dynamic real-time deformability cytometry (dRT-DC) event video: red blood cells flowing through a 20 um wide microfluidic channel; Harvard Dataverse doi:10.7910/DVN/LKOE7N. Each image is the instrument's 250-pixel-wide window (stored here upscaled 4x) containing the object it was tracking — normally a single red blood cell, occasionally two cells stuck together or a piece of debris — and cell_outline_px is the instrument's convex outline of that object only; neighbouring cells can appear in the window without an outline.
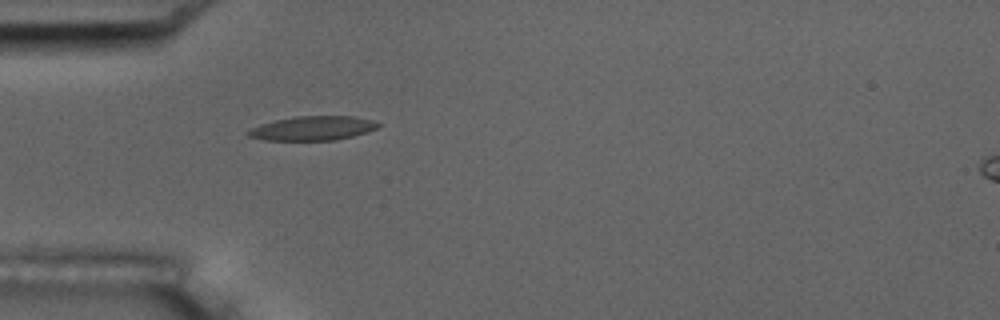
{"species": "common noctule bat (a hibernating species)", "species_latin": "Nyctalus noctula", "temperature_condition": "room temperature", "stored_images_in_passage": 56, "camera_frame_rate_fps": 3000, "um_per_image_px": 0.085, "animal": {"sex": "male", "body_mass_g": 17.5, "forearm_length_mm": 52.3}, "frame": {"image": 1, "passage_image": 17, "time_ms": 5.333, "image_size_px": [1000, 320], "cell_outline_px": [[380, 124], [376, 128], [352, 136], [336, 140], [264, 140], [248, 136], [244, 132], [260, 124], [276, 120], [296, 116], [352, 116], [372, 120]], "centroid_in_image_um": [26.53, 10.9], "position_along_channel_um": 58.5, "area_um2": 18.15}, "authors_computed_cell_mechanics": {"area_um2": 17.629, "velocity_mm_per_s": 3.6494, "shape_relaxation_time_tau1_ms": 11.1801, "shape_relaxation_time_tau2_ms": 2.6689, "deformation_change_tau1": 0.2753, "deformation_change_tau2": 0.1028}}